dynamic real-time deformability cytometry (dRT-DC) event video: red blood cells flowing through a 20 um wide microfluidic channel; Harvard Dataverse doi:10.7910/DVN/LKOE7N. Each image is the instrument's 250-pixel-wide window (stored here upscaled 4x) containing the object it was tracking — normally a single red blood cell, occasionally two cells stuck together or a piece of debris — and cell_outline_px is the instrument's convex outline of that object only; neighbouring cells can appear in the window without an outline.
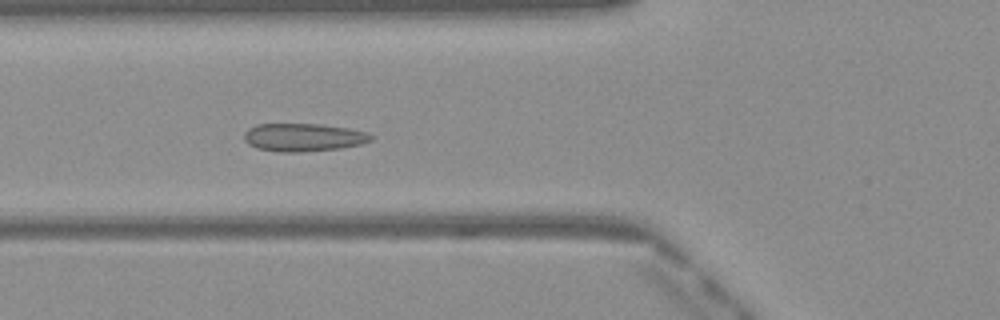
{"species": "Egyptian fruit bat (a non-hibernating species)", "species_latin": "Rousettus aegyptiacus", "temperature_condition": "warm", "stored_images_in_passage": 34, "camera_frame_rate_fps": 3000, "um_per_image_px": 0.085, "frame": {"image": 1, "passage_image": 3, "time_ms": 0.667, "image_size_px": [1000, 320], "cell_outline_px": [[372, 140], [360, 144], [340, 148], [300, 152], [280, 152], [256, 148], [248, 144], [244, 140], [244, 132], [248, 128], [256, 124], [320, 124], [348, 128], [368, 132], [372, 136]], "centroid_in_image_um": [25.76, 11.67], "position_along_channel_um": 100.0, "area_um2": 20.75}}
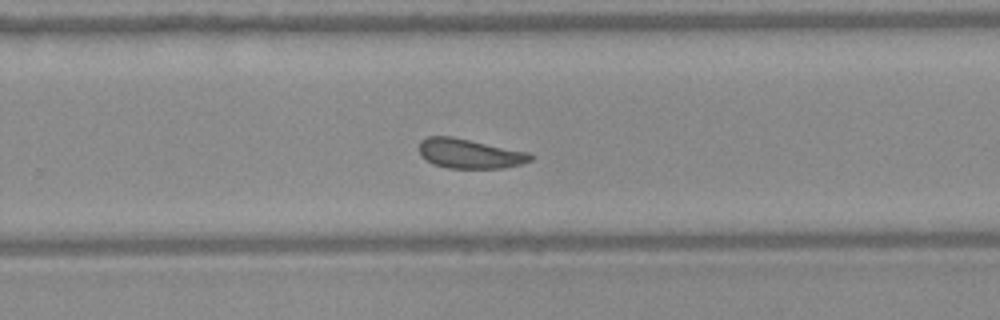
{"frame": {"image": 2, "passage_image": 17, "time_ms": 5.333, "image_size_px": [1000, 320], "cell_outline_px": [[532, 160], [520, 164], [504, 168], [448, 168], [436, 164], [420, 156], [420, 140], [428, 136], [452, 136], [528, 152], [532, 156]], "centroid_in_image_um": [39.91, 13.05], "position_along_channel_um": 289.9, "area_um2": 19.02}}
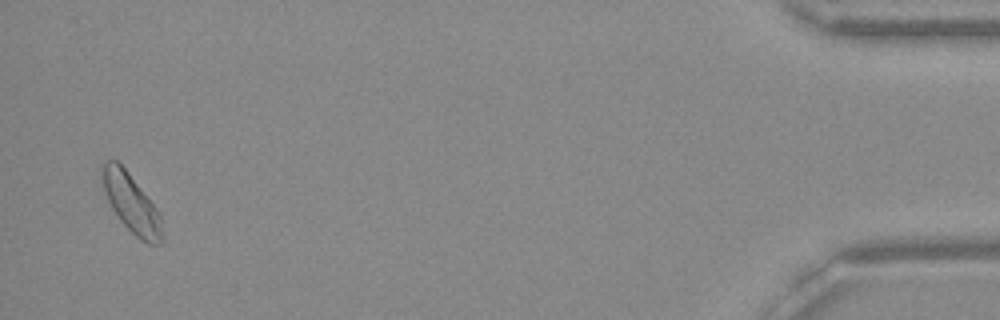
{"frame": {"image": 3, "passage_image": 33, "time_ms": 10.667, "image_size_px": [1000, 320], "cell_outline_px": [[164, 240], [160, 244], [148, 244], [140, 240], [120, 220], [112, 208], [104, 192], [100, 180], [100, 164], [104, 160], [116, 160], [124, 168], [160, 212]], "centroid_in_image_um": [11.14, 17.27], "position_along_channel_um": 424.1, "area_um2": 20.69}, "authors_computed_cell_mechanics": {"area_um2": 19.4786, "velocity_mm_per_s": 4.0621, "shape_relaxation_time_tau1_ms": 4.778, "shape_relaxation_time_tau2_ms": null, "deformation_change_tau1": 0.0641, "deformation_change_tau2": null}}